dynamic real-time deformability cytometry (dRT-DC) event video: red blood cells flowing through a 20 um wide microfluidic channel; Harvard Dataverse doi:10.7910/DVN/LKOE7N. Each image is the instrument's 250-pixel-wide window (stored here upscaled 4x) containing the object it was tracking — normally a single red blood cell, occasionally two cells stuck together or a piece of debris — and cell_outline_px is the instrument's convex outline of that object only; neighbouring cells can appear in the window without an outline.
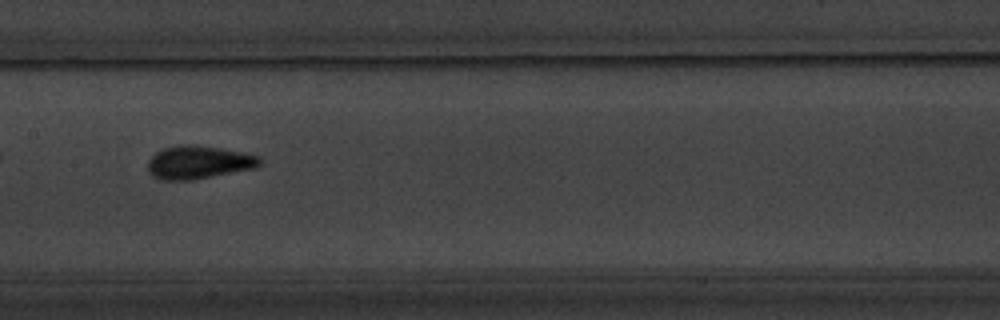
{"species": "common noctule bat (a hibernating species)", "species_latin": "Nyctalus noctula", "temperature_condition": "warm", "stored_images_in_passage": 9, "camera_frame_rate_fps": 3000, "um_per_image_px": 0.085, "animal": {"sex": "male", "body_mass_g": 20.1, "forearm_length_mm": 53.5}, "frame": {"image": 1, "passage_image": 8, "time_ms": 8.333, "image_size_px": [1000, 320], "cell_outline_px": [[264, 160], [256, 168], [192, 180], [160, 180], [152, 176], [148, 172], [148, 160], [156, 152], [164, 148], [180, 144], [192, 144], [220, 148], [260, 156]], "centroid_in_image_um": [16.88, 13.8], "position_along_channel_um": 190.5, "area_um2": 21.79}}